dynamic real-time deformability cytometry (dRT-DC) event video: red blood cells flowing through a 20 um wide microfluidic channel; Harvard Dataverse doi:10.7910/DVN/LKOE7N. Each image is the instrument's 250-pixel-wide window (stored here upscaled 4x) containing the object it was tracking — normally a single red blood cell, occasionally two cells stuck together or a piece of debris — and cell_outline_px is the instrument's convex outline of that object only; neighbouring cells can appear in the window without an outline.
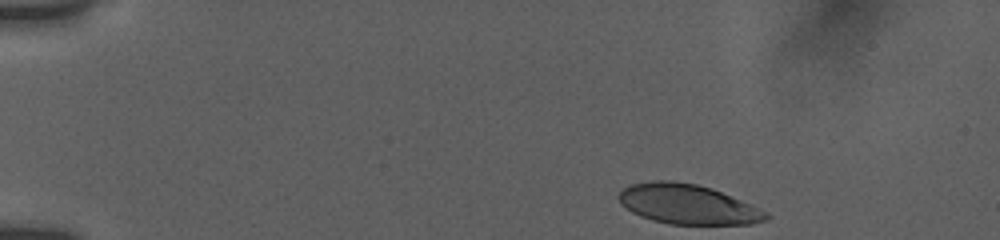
{"species": "human", "species_latin": "Homo sapiens", "temperature_condition": "room temperature", "stored_images_in_passage": 56, "camera_frame_rate_fps": 3000, "um_per_image_px": 0.085, "donor": {"sex": "female"}, "frame": {"image": 1, "passage_image": 1, "time_ms": 0.0, "image_size_px": [1000, 240], "cell_outline_px": [[772, 216], [768, 220], [752, 224], [668, 224], [652, 220], [640, 216], [632, 212], [620, 204], [616, 196], [628, 184], [652, 180], [672, 180], [696, 184], [712, 188], [768, 212]], "centroid_in_image_um": [58.43, 17.36], "position_along_channel_um": 26.6, "area_um2": 34.45}}
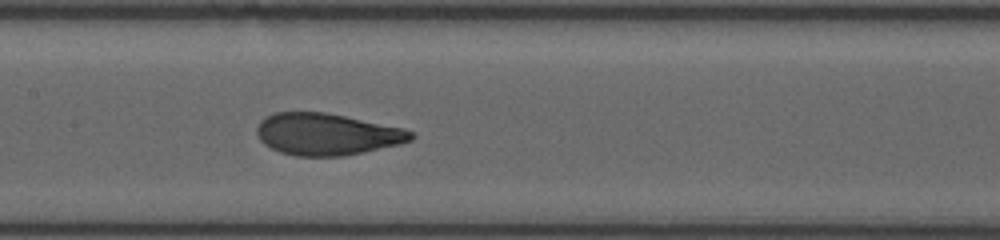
{"frame": {"image": 2, "passage_image": 39, "time_ms": 6.667, "image_size_px": [1000, 240], "cell_outline_px": [[416, 136], [412, 140], [400, 144], [364, 152], [344, 156], [296, 156], [280, 152], [264, 144], [260, 140], [256, 132], [256, 128], [260, 120], [264, 116], [276, 112], [324, 112], [404, 128], [412, 132]], "centroid_in_image_um": [27.77, 11.41], "position_along_channel_um": 179.6, "area_um2": 37.63}}
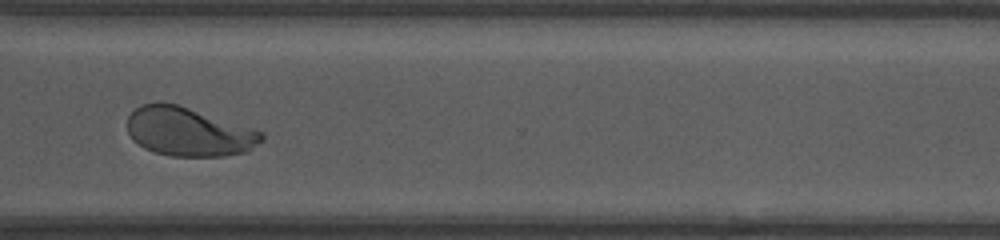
{"frame": {"image": 3, "passage_image": 55, "time_ms": 11.333, "image_size_px": [1000, 240], "cell_outline_px": [[264, 140], [248, 152], [224, 156], [172, 156], [156, 152], [144, 148], [132, 140], [128, 132], [128, 116], [140, 104], [156, 100], [160, 100], [176, 104], [256, 128], [264, 132]], "centroid_in_image_um": [16.07, 11.18], "position_along_channel_um": 354.5, "area_um2": 38.84}}